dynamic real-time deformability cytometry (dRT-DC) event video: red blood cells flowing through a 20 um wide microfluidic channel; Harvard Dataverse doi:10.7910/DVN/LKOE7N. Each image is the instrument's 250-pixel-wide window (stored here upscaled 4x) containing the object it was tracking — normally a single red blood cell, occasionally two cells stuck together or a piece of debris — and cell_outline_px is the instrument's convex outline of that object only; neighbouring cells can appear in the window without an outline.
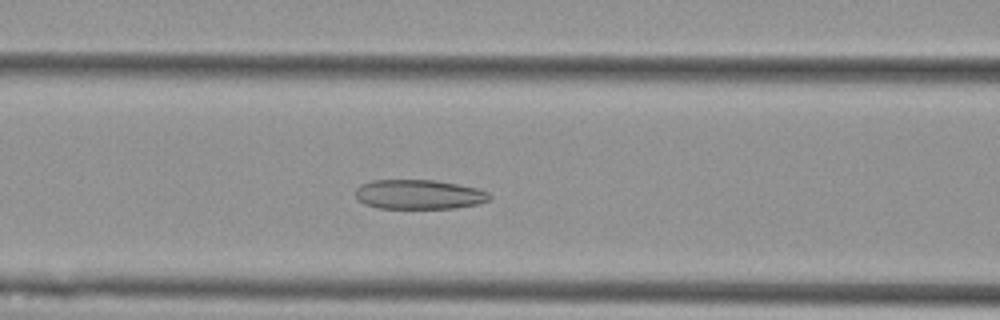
{"species": "Egyptian fruit bat (a non-hibernating species)", "species_latin": "Rousettus aegyptiacus", "temperature_condition": "cold", "stored_images_in_passage": 53, "camera_frame_rate_fps": 3000, "um_per_image_px": 0.085, "animal": {"sex": "female"}, "frame": {"image": 1, "passage_image": 20, "time_ms": 6.333, "image_size_px": [1000, 320], "cell_outline_px": [[492, 200], [480, 204], [456, 208], [376, 208], [364, 204], [356, 196], [356, 188], [360, 184], [372, 180], [432, 180], [456, 184], [476, 188], [488, 192], [492, 196]], "centroid_in_image_um": [35.63, 16.53], "position_along_channel_um": 131.0, "area_um2": 23.18}}
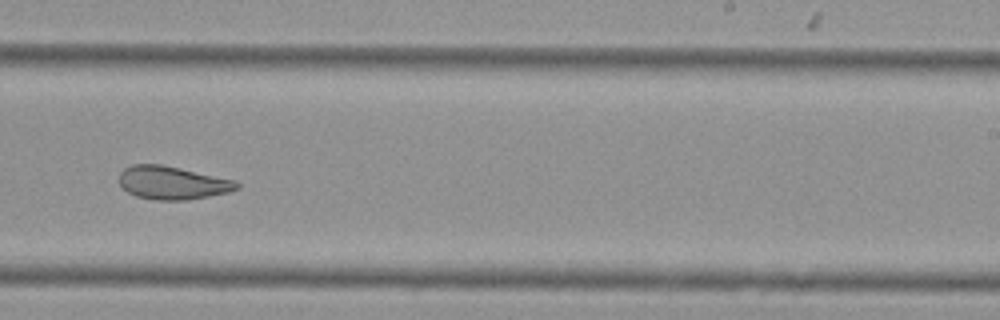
{"frame": {"image": 2, "passage_image": 32, "time_ms": 10.333, "image_size_px": [1000, 320], "cell_outline_px": [[240, 188], [228, 192], [188, 200], [152, 200], [136, 196], [128, 192], [120, 184], [120, 172], [124, 168], [132, 164], [160, 164], [180, 168], [236, 180], [240, 184]], "centroid_in_image_um": [14.66, 15.54], "position_along_channel_um": 274.3, "area_um2": 22.77}}
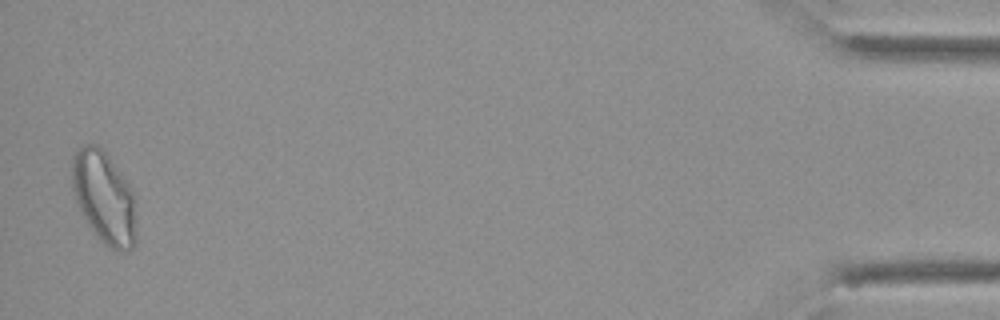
{"frame": {"image": 3, "passage_image": 52, "time_ms": 17.0, "image_size_px": [1000, 320], "cell_outline_px": [[136, 244], [128, 252], [116, 252], [104, 244], [92, 232], [76, 200], [72, 188], [72, 156], [80, 144], [96, 144], [104, 148], [128, 184], [132, 192], [136, 232]], "centroid_in_image_um": [8.84, 16.79], "position_along_channel_um": 426.4, "area_um2": 34.8}, "authors_computed_cell_mechanics": {"area_um2": 27.166, "velocity_mm_per_s": 3.599, "shape_relaxation_time_tau1_ms": null, "shape_relaxation_time_tau2_ms": 2.5865, "deformation_change_tau1": null, "deformation_change_tau2": 0.0932}}